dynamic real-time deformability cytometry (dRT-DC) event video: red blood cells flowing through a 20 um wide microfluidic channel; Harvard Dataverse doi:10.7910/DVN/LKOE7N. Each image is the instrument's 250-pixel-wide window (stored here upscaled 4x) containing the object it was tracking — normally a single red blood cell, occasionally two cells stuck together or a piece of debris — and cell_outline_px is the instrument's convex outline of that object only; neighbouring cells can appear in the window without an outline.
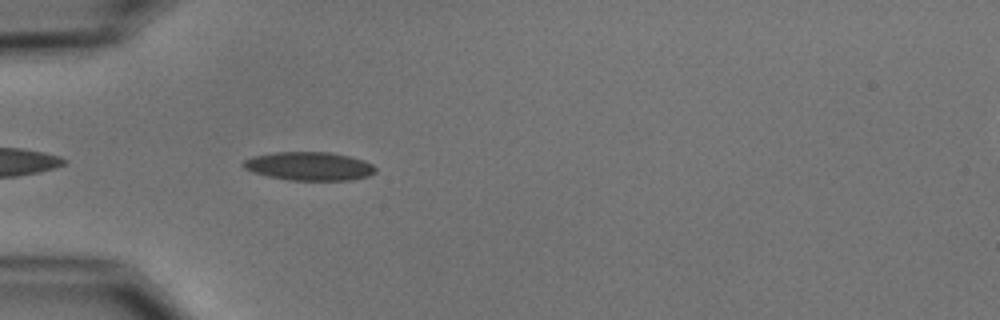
{"species": "common noctule bat (a hibernating species)", "species_latin": "Nyctalus noctula", "temperature_condition": "cold", "stored_images_in_passage": 4, "camera_frame_rate_fps": 3000, "um_per_image_px": 0.085, "animal": {"sex": "male", "body_mass_g": 15.6}, "frame": {"image": 1, "passage_image": 4, "time_ms": 4.667, "image_size_px": [1000, 320], "cell_outline_px": [[376, 172], [368, 176], [352, 180], [292, 180], [268, 176], [252, 172], [244, 168], [240, 164], [244, 160], [252, 156], [276, 152], [332, 152], [352, 156], [364, 160], [372, 164], [376, 168]], "centroid_in_image_um": [26.29, 14.12], "position_along_channel_um": 58.7, "area_um2": 22.14}}